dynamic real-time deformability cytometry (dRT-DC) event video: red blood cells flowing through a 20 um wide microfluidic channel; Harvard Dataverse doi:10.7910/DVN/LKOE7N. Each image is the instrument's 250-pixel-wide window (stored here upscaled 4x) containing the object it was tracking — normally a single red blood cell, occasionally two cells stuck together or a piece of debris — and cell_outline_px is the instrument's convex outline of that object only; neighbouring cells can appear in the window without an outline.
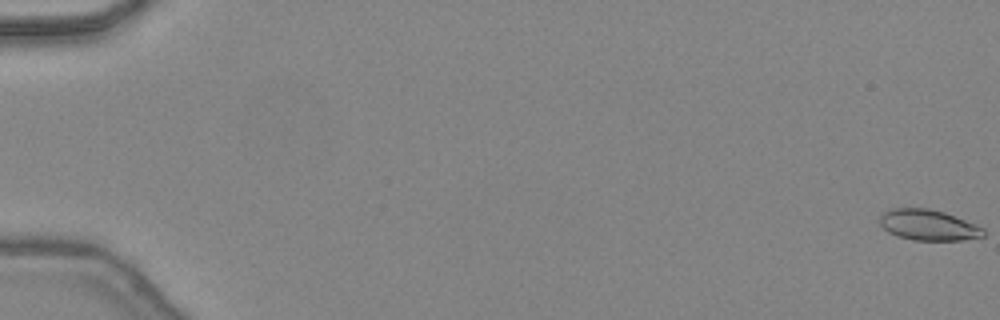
{"species": "common noctule bat (a hibernating species)", "species_latin": "Nyctalus noctula", "temperature_condition": "warm", "stored_images_in_passage": 48, "camera_frame_rate_fps": 3000, "um_per_image_px": 0.085, "animal": {"sex": "female", "body_mass_g": 24.6, "forearm_length_mm": 56.2}, "frame": {"image": 1, "passage_image": 1, "time_ms": 0.0, "image_size_px": [1000, 320], "cell_outline_px": [[984, 236], [964, 240], [912, 240], [896, 236], [888, 232], [880, 224], [880, 216], [884, 212], [892, 208], [928, 208], [944, 212], [976, 224], [984, 228]], "centroid_in_image_um": [78.91, 19.13], "position_along_channel_um": 6.1, "area_um2": 18.61}}
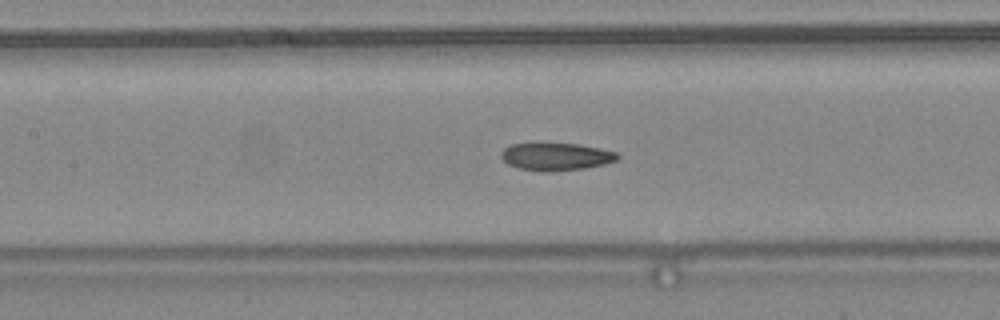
{"frame": {"image": 2, "passage_image": 24, "time_ms": 7.667, "image_size_px": [1000, 320], "cell_outline_px": [[620, 156], [616, 160], [604, 164], [584, 168], [544, 172], [516, 168], [508, 164], [500, 156], [500, 152], [504, 148], [512, 144], [536, 140], [576, 144], [600, 148], [616, 152]], "centroid_in_image_um": [47.18, 13.26], "position_along_channel_um": 160.2, "area_um2": 19.42}}
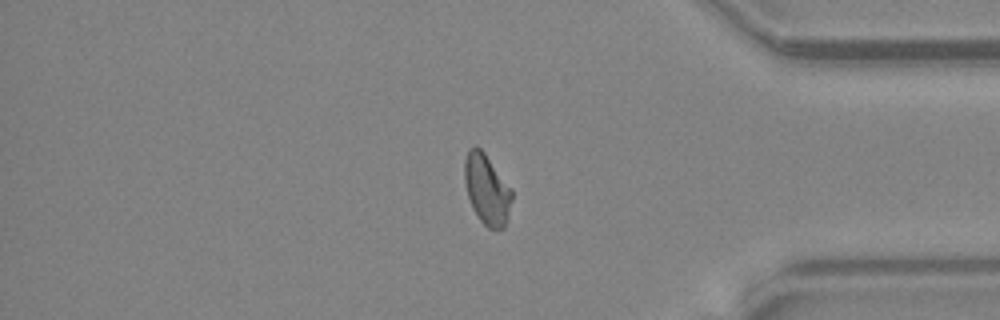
{"frame": {"image": 3, "passage_image": 41, "time_ms": 13.333, "image_size_px": [1000, 320], "cell_outline_px": [[512, 200], [508, 216], [504, 228], [488, 228], [480, 220], [472, 208], [468, 196], [464, 180], [464, 160], [468, 148], [472, 144], [476, 144], [484, 152], [512, 188]], "centroid_in_image_um": [41.37, 16.05], "position_along_channel_um": 393.8, "area_um2": 19.59}, "authors_computed_cell_mechanics": {"area_um2": 19.074, "velocity_mm_per_s": 4.4666, "shape_relaxation_time_tau1_ms": 10.6193, "shape_relaxation_time_tau2_ms": 1.237, "deformation_change_tau1": 0.2346, "deformation_change_tau2": 0.0699}}